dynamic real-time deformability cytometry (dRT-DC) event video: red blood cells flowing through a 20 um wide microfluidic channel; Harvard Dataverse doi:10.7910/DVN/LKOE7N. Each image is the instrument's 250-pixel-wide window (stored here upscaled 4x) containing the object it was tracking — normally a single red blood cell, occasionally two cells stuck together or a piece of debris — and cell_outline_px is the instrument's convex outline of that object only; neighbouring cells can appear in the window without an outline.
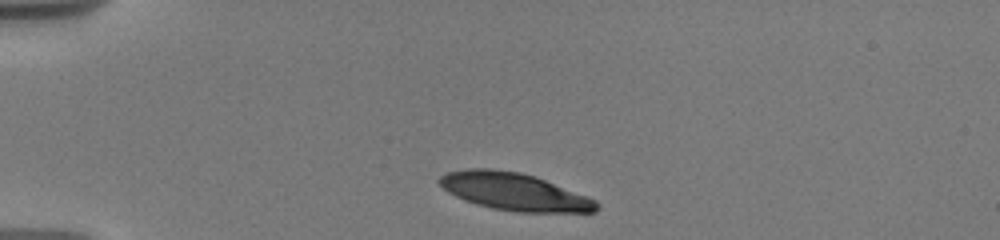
{"species": "human", "species_latin": "Homo sapiens", "temperature_condition": "warm", "stored_images_in_passage": 2, "camera_frame_rate_fps": 3000, "um_per_image_px": 0.085, "donor": {"sex": "male"}, "frame": {"image": 1, "passage_image": 1, "time_ms": 0.0, "image_size_px": [1000, 240], "cell_outline_px": [[600, 208], [596, 212], [516, 212], [492, 208], [476, 204], [464, 200], [448, 192], [436, 180], [440, 176], [448, 172], [468, 168], [492, 168], [520, 172], [536, 176], [588, 196], [596, 200], [600, 204]], "centroid_in_image_um": [43.74, 16.29], "position_along_channel_um": 41.3, "area_um2": 34.56}}